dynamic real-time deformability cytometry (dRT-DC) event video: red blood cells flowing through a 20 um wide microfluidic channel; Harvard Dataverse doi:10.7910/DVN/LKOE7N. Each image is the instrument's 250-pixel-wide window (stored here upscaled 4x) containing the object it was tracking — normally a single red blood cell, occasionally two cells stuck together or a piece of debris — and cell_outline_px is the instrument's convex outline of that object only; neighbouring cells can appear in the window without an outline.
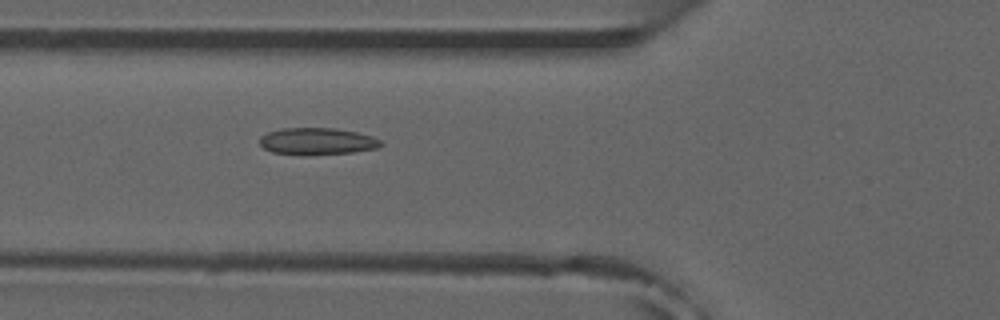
{"species": "common noctule bat (a hibernating species)", "species_latin": "Nyctalus noctula", "temperature_condition": "room temperature", "stored_images_in_passage": 29, "camera_frame_rate_fps": 3000, "um_per_image_px": 0.085, "animal": {"sex": "male", "forearm_length_mm": 52.5}, "frame": {"image": 1, "passage_image": 13, "time_ms": 4.0, "image_size_px": [1000, 320], "cell_outline_px": [[384, 144], [376, 148], [352, 152], [304, 156], [272, 152], [264, 148], [260, 144], [260, 136], [268, 132], [284, 128], [336, 128], [356, 132], [372, 136], [380, 140]], "centroid_in_image_um": [26.94, 12.02], "position_along_channel_um": 98.9, "area_um2": 19.13}}
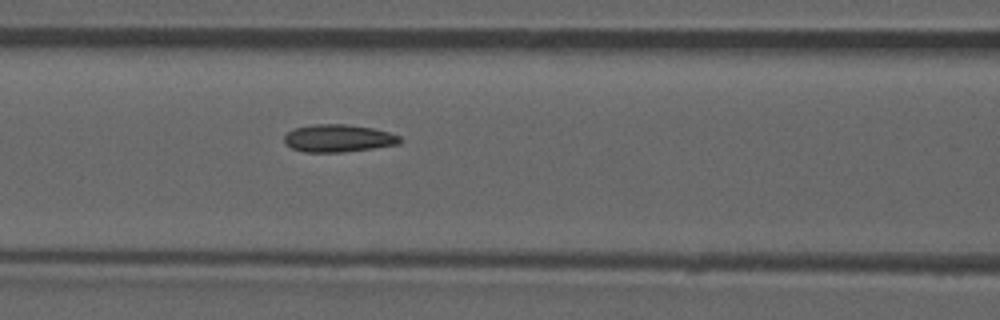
{"frame": {"image": 2, "passage_image": 16, "time_ms": 5.0, "image_size_px": [1000, 320], "cell_outline_px": [[404, 140], [400, 144], [372, 148], [340, 152], [304, 152], [292, 148], [284, 144], [284, 136], [288, 132], [296, 128], [316, 124], [348, 124], [372, 128], [388, 132], [400, 136]], "centroid_in_image_um": [28.77, 11.75], "position_along_channel_um": 137.8, "area_um2": 18.55}}